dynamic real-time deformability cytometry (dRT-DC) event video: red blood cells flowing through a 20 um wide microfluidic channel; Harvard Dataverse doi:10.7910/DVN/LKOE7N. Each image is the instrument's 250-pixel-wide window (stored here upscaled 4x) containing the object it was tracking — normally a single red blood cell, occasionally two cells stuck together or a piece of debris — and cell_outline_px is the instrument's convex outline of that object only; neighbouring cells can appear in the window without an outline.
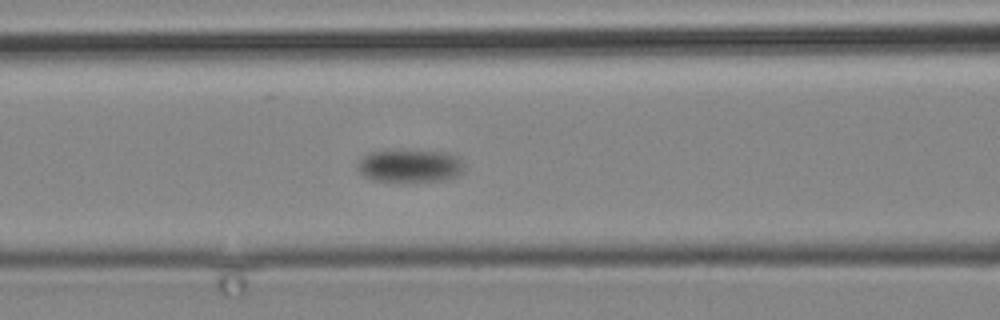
{"species": "common noctule bat (a hibernating species)", "species_latin": "Nyctalus noctula", "temperature_condition": "cold", "stored_images_in_passage": 10, "camera_frame_rate_fps": 3000, "um_per_image_px": 0.085, "animal": {"sex": "male", "body_mass_g": 19.2, "forearm_length_mm": 51.8}, "frame": {"image": 1, "passage_image": 10, "time_ms": 12.0, "image_size_px": [1000, 320], "cell_outline_px": [[464, 172], [456, 176], [444, 180], [372, 180], [364, 176], [356, 168], [356, 164], [368, 152], [400, 148], [452, 152], [460, 160]], "centroid_in_image_um": [34.82, 14.03], "position_along_channel_um": 131.8, "area_um2": 20.81}}